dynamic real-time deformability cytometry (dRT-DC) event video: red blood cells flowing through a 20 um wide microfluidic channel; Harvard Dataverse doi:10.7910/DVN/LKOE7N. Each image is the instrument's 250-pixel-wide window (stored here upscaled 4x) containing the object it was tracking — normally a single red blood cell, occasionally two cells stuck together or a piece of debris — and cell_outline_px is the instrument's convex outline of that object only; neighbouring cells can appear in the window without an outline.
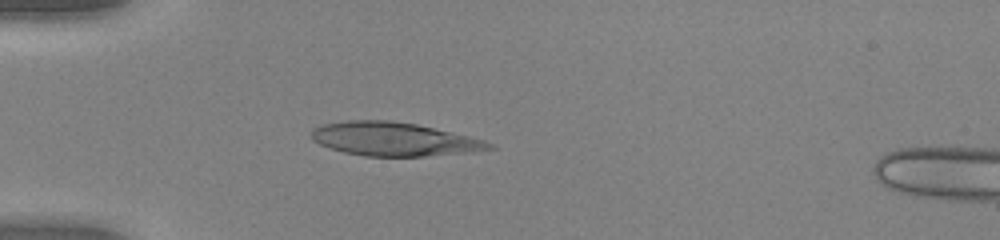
{"species": "human", "species_latin": "Homo sapiens", "temperature_condition": "warm", "stored_images_in_passage": 39, "camera_frame_rate_fps": 3000, "um_per_image_px": 0.085, "donor": {"sex": "female"}, "frame": {"image": 1, "passage_image": 3, "time_ms": 0.667, "image_size_px": [1000, 240], "cell_outline_px": [[496, 148], [464, 152], [424, 156], [364, 156], [344, 152], [320, 144], [312, 140], [312, 128], [320, 124], [348, 120], [392, 120], [416, 124], [468, 136], [484, 140], [492, 144]], "centroid_in_image_um": [33.42, 11.81], "position_along_channel_um": 51.6, "area_um2": 34.45}}
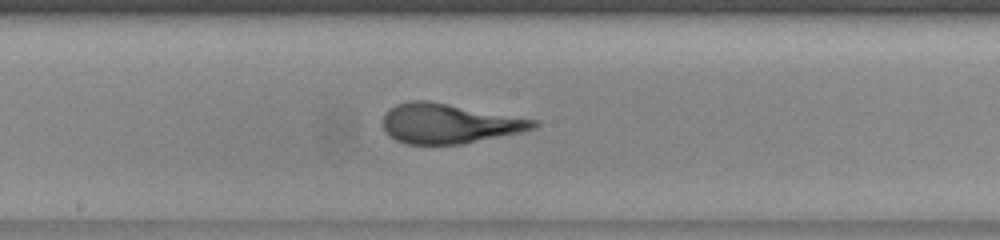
{"frame": {"image": 2, "passage_image": 16, "time_ms": 5.0, "image_size_px": [1000, 240], "cell_outline_px": [[540, 124], [536, 128], [524, 132], [464, 144], [408, 144], [396, 140], [388, 136], [384, 128], [384, 112], [388, 108], [396, 104], [408, 100], [428, 100], [540, 120]], "centroid_in_image_um": [38.21, 10.49], "position_along_channel_um": 210.0, "area_um2": 35.49}}
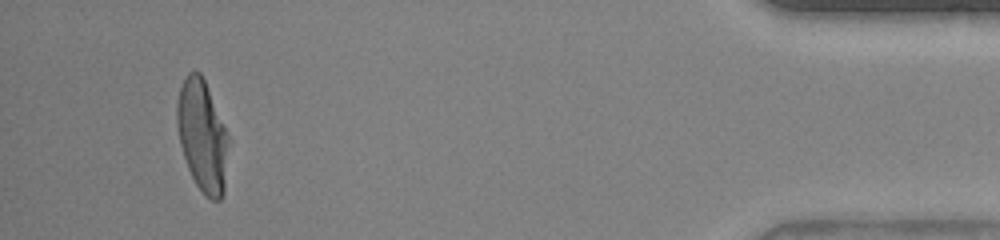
{"frame": {"image": 3, "passage_image": 36, "time_ms": 11.667, "image_size_px": [1000, 240], "cell_outline_px": [[232, 140], [224, 192], [220, 200], [212, 200], [204, 196], [196, 184], [188, 168], [180, 144], [176, 120], [176, 104], [180, 88], [188, 72], [200, 72], [204, 80]], "centroid_in_image_um": [17.25, 11.6], "position_along_channel_um": 418.0, "area_um2": 34.16}}